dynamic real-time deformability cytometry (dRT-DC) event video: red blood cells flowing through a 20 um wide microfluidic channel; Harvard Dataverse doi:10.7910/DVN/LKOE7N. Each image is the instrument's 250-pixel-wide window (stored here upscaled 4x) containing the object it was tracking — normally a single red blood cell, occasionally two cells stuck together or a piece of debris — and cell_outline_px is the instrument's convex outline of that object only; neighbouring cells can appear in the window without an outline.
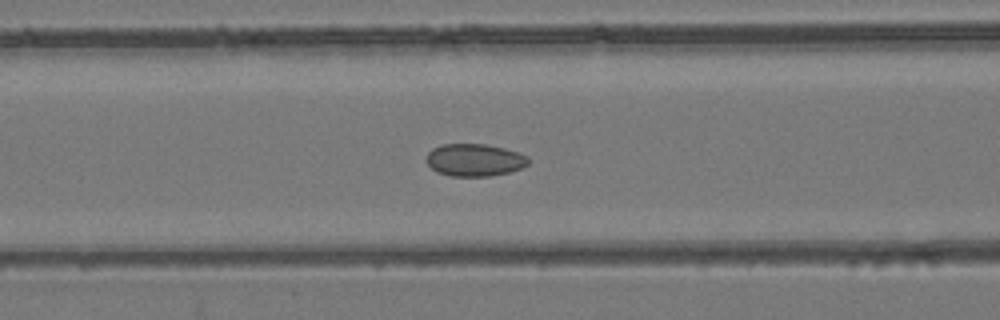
{"species": "common noctule bat (a hibernating species)", "species_latin": "Nyctalus noctula", "temperature_condition": "room temperature", "stored_images_in_passage": 35, "camera_frame_rate_fps": 3000, "um_per_image_px": 0.085, "animal": {"sex": "female", "body_mass_g": 24.6, "forearm_length_mm": 56.2}, "frame": {"image": 1, "passage_image": 12, "time_ms": 3.667, "image_size_px": [1000, 320], "cell_outline_px": [[528, 164], [520, 168], [508, 172], [488, 176], [452, 176], [436, 172], [428, 164], [428, 152], [432, 148], [444, 144], [484, 144], [504, 148], [520, 152], [528, 156]], "centroid_in_image_um": [40.35, 13.59], "position_along_channel_um": 126.3, "area_um2": 19.13}}
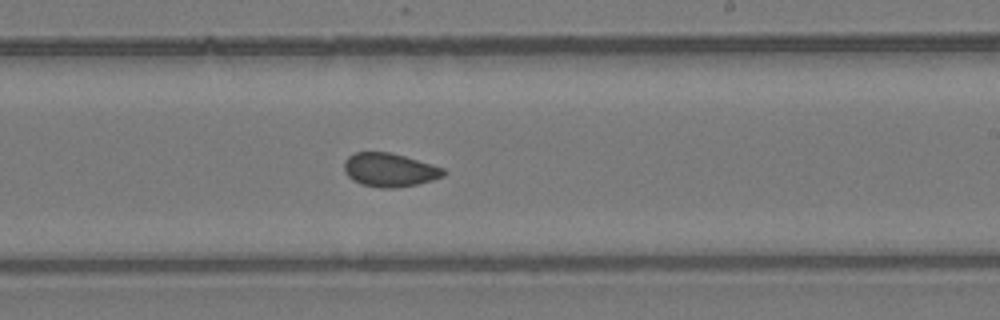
{"frame": {"image": 2, "passage_image": 22, "time_ms": 7.0, "image_size_px": [1000, 320], "cell_outline_px": [[444, 176], [432, 180], [416, 184], [396, 188], [380, 188], [360, 184], [352, 180], [348, 176], [344, 168], [344, 160], [348, 156], [356, 152], [392, 152], [444, 168]], "centroid_in_image_um": [33.08, 14.44], "position_along_channel_um": 255.9, "area_um2": 19.48}}
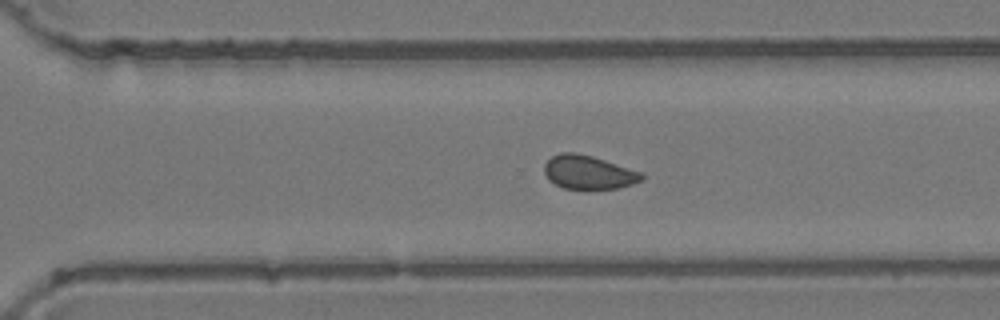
{"frame": {"image": 3, "passage_image": 27, "time_ms": 8.667, "image_size_px": [1000, 320], "cell_outline_px": [[644, 176], [640, 180], [632, 184], [620, 188], [588, 192], [584, 192], [564, 188], [548, 180], [544, 172], [544, 164], [552, 156], [560, 152], [576, 152], [592, 156], [644, 172]], "centroid_in_image_um": [50.03, 14.69], "position_along_channel_um": 320.6, "area_um2": 19.94}, "authors_computed_cell_mechanics": {"area_um2": 19.5364, "velocity_mm_per_s": 3.8881, "shape_relaxation_time_tau1_ms": null, "shape_relaxation_time_tau2_ms": 1.4549, "deformation_change_tau1": null, "deformation_change_tau2": 0.0628}}